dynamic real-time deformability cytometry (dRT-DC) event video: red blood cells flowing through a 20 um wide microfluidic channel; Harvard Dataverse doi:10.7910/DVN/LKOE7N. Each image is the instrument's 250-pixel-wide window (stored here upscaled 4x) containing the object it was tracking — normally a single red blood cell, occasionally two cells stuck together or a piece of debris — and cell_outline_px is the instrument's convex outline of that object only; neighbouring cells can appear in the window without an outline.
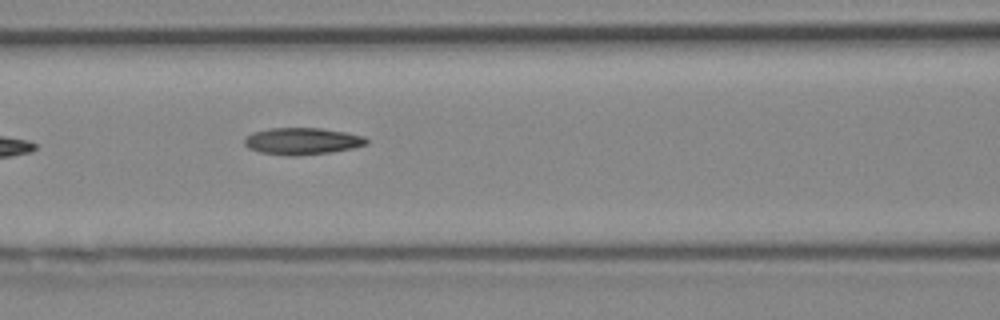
{"species": "Egyptian fruit bat (a non-hibernating species)", "species_latin": "Rousettus aegyptiacus", "temperature_condition": "cold", "stored_images_in_passage": 6, "camera_frame_rate_fps": 3000, "um_per_image_px": 0.085, "animal": {"sex": "female"}, "frame": {"image": 1, "passage_image": 6, "time_ms": 1.667, "image_size_px": [1000, 320], "cell_outline_px": [[368, 144], [352, 148], [332, 152], [296, 156], [288, 156], [260, 152], [248, 148], [244, 144], [244, 136], [252, 132], [268, 128], [320, 128], [344, 132], [364, 136], [368, 140]], "centroid_in_image_um": [25.65, 12.0], "position_along_channel_um": 141.0, "area_um2": 19.25}}